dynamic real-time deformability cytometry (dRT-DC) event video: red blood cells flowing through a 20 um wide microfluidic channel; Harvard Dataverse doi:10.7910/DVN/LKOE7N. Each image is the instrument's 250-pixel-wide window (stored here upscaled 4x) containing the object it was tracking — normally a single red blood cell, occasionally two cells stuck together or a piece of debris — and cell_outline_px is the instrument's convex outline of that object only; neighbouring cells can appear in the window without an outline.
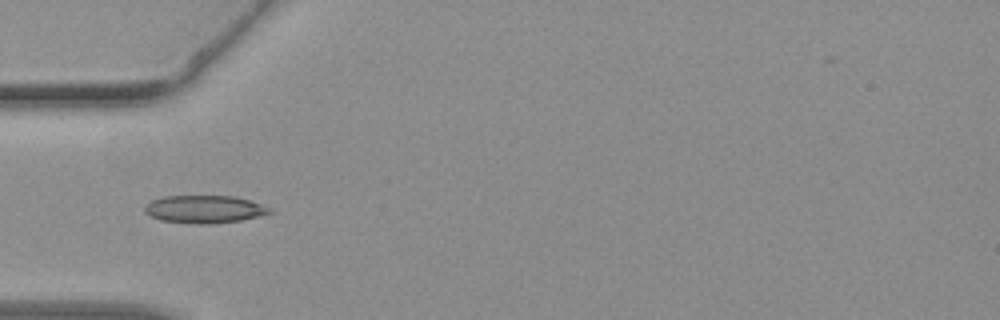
{"species": "common noctule bat (a hibernating species)", "species_latin": "Nyctalus noctula", "temperature_condition": "warm", "stored_images_in_passage": 31, "camera_frame_rate_fps": 3000, "um_per_image_px": 0.085, "animal": {"sex": "female", "body_mass_g": 19.3, "forearm_length_mm": 54.1}, "frame": {"image": 1, "passage_image": 1, "time_ms": 0.0, "image_size_px": [1000, 320], "cell_outline_px": [[272, 212], [240, 220], [212, 224], [196, 224], [160, 220], [148, 216], [144, 212], [144, 208], [152, 200], [164, 196], [232, 196], [248, 200], [272, 208]], "centroid_in_image_um": [17.33, 17.79], "position_along_channel_um": 67.7, "area_um2": 20.06}}
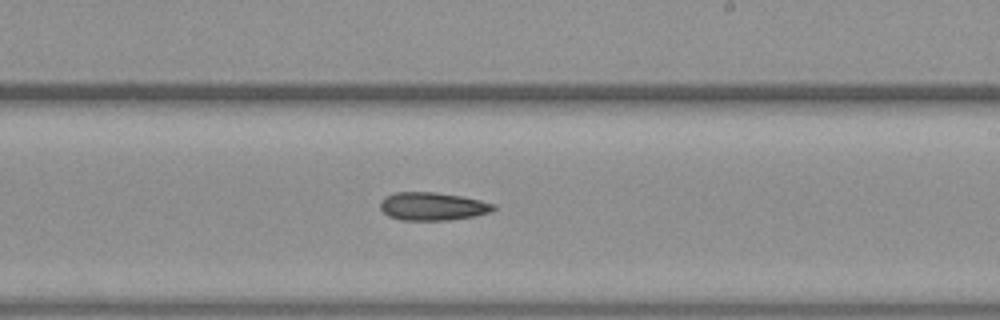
{"frame": {"image": 2, "passage_image": 13, "time_ms": 4.0, "image_size_px": [1000, 320], "cell_outline_px": [[496, 208], [492, 212], [476, 216], [448, 220], [400, 220], [388, 216], [380, 208], [380, 200], [384, 196], [396, 192], [436, 192], [460, 196], [480, 200], [496, 204]], "centroid_in_image_um": [36.77, 17.54], "position_along_channel_um": 252.2, "area_um2": 18.73}}
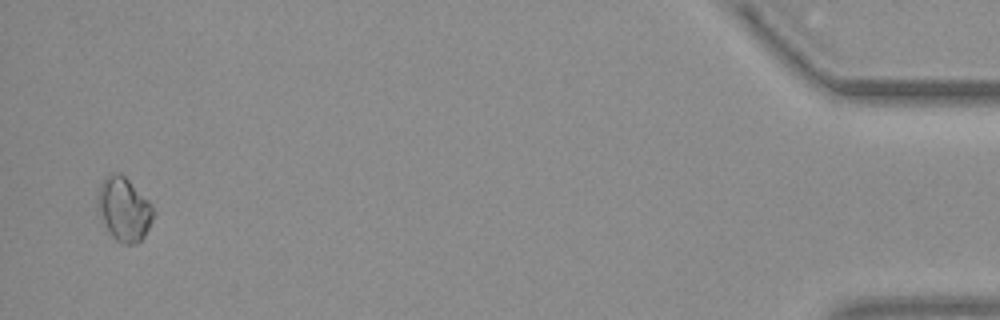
{"frame": {"image": 3, "passage_image": 30, "time_ms": 9.667, "image_size_px": [1000, 320], "cell_outline_px": [[156, 212], [144, 236], [136, 244], [124, 244], [116, 240], [112, 236], [104, 224], [100, 216], [96, 200], [96, 196], [100, 184], [104, 176], [112, 172], [120, 172], [152, 204]], "centroid_in_image_um": [10.52, 17.76], "position_along_channel_um": 424.7, "area_um2": 20.81}}